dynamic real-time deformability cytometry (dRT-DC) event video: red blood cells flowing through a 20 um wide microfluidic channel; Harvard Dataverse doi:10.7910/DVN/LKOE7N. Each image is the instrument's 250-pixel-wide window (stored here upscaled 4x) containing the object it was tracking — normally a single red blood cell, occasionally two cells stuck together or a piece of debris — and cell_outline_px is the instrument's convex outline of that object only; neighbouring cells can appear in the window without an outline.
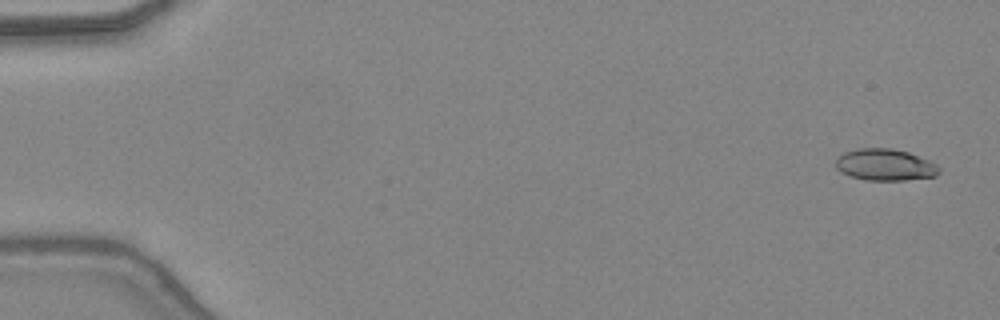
{"species": "common noctule bat (a hibernating species)", "species_latin": "Nyctalus noctula", "temperature_condition": "warm", "stored_images_in_passage": 47, "camera_frame_rate_fps": 3000, "um_per_image_px": 0.085, "animal": {"sex": "female", "body_mass_g": 24.6, "forearm_length_mm": 56.2}, "frame": {"image": 1, "passage_image": 2, "time_ms": 0.333, "image_size_px": [1000, 320], "cell_outline_px": [[940, 172], [936, 176], [904, 180], [864, 180], [848, 176], [840, 172], [836, 168], [836, 160], [844, 152], [856, 148], [892, 148], [908, 152], [928, 160], [936, 164], [940, 168]], "centroid_in_image_um": [75.21, 14.01], "position_along_channel_um": 9.8, "area_um2": 19.19}}
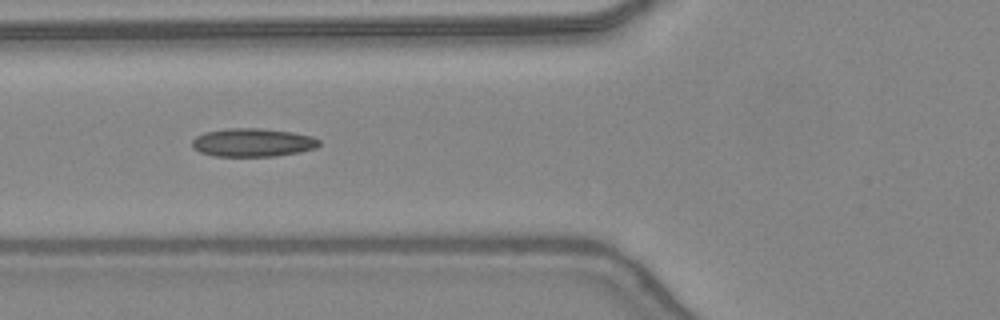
{"frame": {"image": 2, "passage_image": 19, "time_ms": 6.0, "image_size_px": [1000, 320], "cell_outline_px": [[320, 144], [316, 148], [300, 152], [276, 156], [212, 156], [200, 152], [192, 148], [192, 140], [196, 136], [204, 132], [228, 128], [260, 128], [292, 132], [312, 136], [320, 140]], "centroid_in_image_um": [21.47, 12.11], "position_along_channel_um": 104.3, "area_um2": 21.15}}
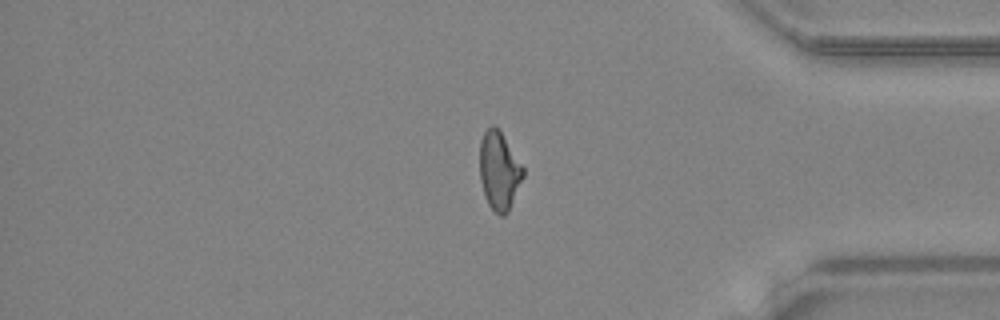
{"frame": {"image": 3, "passage_image": 40, "time_ms": 13.0, "image_size_px": [1000, 320], "cell_outline_px": [[524, 176], [508, 212], [504, 216], [500, 216], [488, 204], [480, 180], [480, 140], [484, 132], [492, 124], [500, 132], [524, 168]], "centroid_in_image_um": [42.42, 14.54], "position_along_channel_um": 392.8, "area_um2": 19.42}, "authors_computed_cell_mechanics": {"area_um2": 19.7676, "velocity_mm_per_s": 4.4302, "shape_relaxation_time_tau1_ms": null, "shape_relaxation_time_tau2_ms": 2.1695, "deformation_change_tau1": null, "deformation_change_tau2": 0.1209}}